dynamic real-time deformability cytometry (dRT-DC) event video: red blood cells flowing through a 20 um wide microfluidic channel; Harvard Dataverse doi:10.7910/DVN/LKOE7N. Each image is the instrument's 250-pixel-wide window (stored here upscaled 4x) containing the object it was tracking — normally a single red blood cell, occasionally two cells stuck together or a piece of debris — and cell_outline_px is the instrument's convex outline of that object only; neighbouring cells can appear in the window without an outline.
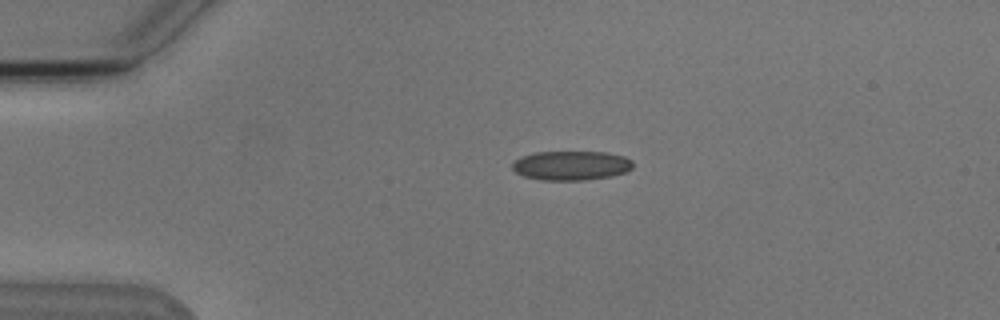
{"species": "Egyptian fruit bat (a non-hibernating species)", "species_latin": "Rousettus aegyptiacus", "temperature_condition": "cold", "stored_images_in_passage": 4, "camera_frame_rate_fps": 3000, "um_per_image_px": 0.085, "animal": {"sex": "male"}, "frame": {"image": 1, "passage_image": 4, "time_ms": 3.667, "image_size_px": [1000, 320], "cell_outline_px": [[632, 168], [624, 172], [612, 176], [584, 180], [540, 180], [524, 176], [516, 172], [512, 168], [512, 164], [520, 156], [536, 152], [608, 152], [624, 156], [632, 160]], "centroid_in_image_um": [48.55, 14.06], "position_along_channel_um": 36.5, "area_um2": 20.63}}